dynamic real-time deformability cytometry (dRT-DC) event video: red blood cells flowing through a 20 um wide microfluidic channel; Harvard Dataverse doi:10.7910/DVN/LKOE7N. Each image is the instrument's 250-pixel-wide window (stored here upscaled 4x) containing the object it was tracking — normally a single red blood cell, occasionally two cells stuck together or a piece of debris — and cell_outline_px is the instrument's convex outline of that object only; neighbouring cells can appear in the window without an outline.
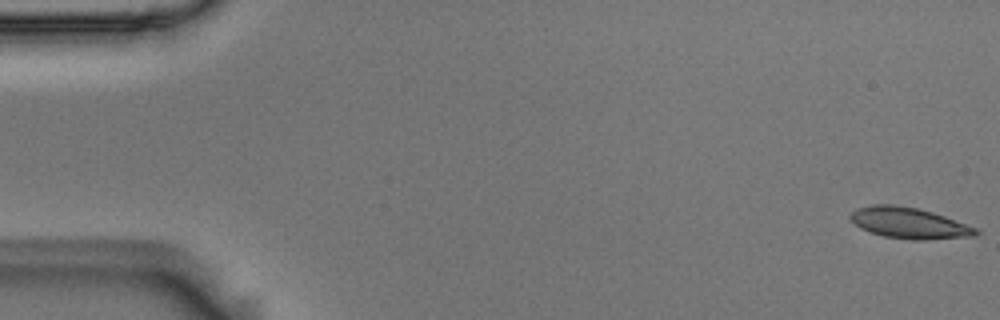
{"species": "Egyptian fruit bat (a non-hibernating species)", "species_latin": "Rousettus aegyptiacus", "temperature_condition": "room temperature", "stored_images_in_passage": 55, "camera_frame_rate_fps": 3000, "um_per_image_px": 0.085, "animal": {"sex": "male"}, "frame": {"image": 1, "passage_image": 1, "time_ms": 0.0, "image_size_px": [1000, 320], "cell_outline_px": [[980, 232], [976, 236], [924, 240], [912, 240], [884, 236], [868, 232], [860, 228], [848, 216], [856, 208], [872, 204], [888, 204], [916, 208], [932, 212], [944, 216], [976, 228]], "centroid_in_image_um": [77.25, 18.96], "position_along_channel_um": 7.8, "area_um2": 22.6}}
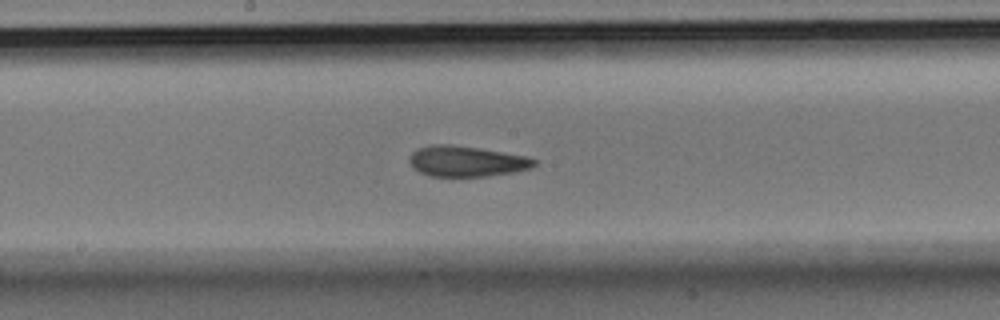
{"frame": {"image": 2, "passage_image": 29, "time_ms": 9.333, "image_size_px": [1000, 320], "cell_outline_px": [[536, 164], [532, 168], [516, 172], [488, 176], [428, 176], [412, 168], [408, 160], [412, 152], [416, 148], [428, 144], [452, 144], [480, 148], [528, 156], [536, 160]], "centroid_in_image_um": [39.64, 13.7], "position_along_channel_um": 208.6, "area_um2": 22.72}}
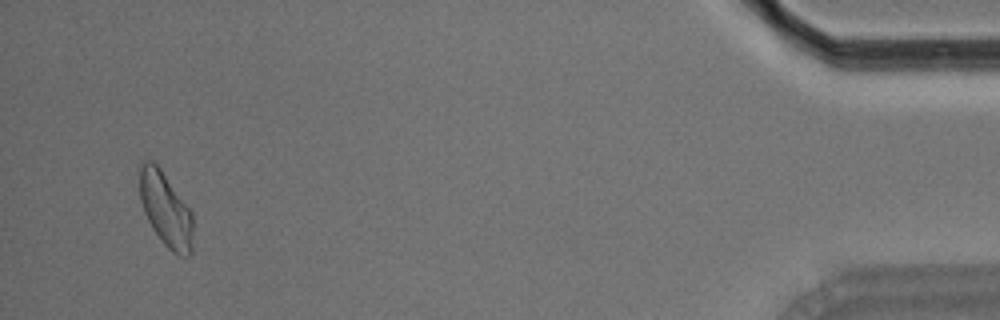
{"frame": {"image": 3, "passage_image": 53, "time_ms": 17.333, "image_size_px": [1000, 320], "cell_outline_px": [[192, 252], [188, 256], [180, 256], [172, 252], [164, 244], [152, 228], [144, 212], [140, 200], [140, 164], [144, 160], [152, 160], [160, 168], [192, 212]], "centroid_in_image_um": [14.08, 17.81], "position_along_channel_um": 421.1, "area_um2": 22.95}, "authors_computed_cell_mechanics": {"area_um2": 22.4264, "velocity_mm_per_s": 3.636, "shape_relaxation_time_tau1_ms": 8.3855, "shape_relaxation_time_tau2_ms": 2.2257, "deformation_change_tau1": 0.1575, "deformation_change_tau2": 0.0906}}